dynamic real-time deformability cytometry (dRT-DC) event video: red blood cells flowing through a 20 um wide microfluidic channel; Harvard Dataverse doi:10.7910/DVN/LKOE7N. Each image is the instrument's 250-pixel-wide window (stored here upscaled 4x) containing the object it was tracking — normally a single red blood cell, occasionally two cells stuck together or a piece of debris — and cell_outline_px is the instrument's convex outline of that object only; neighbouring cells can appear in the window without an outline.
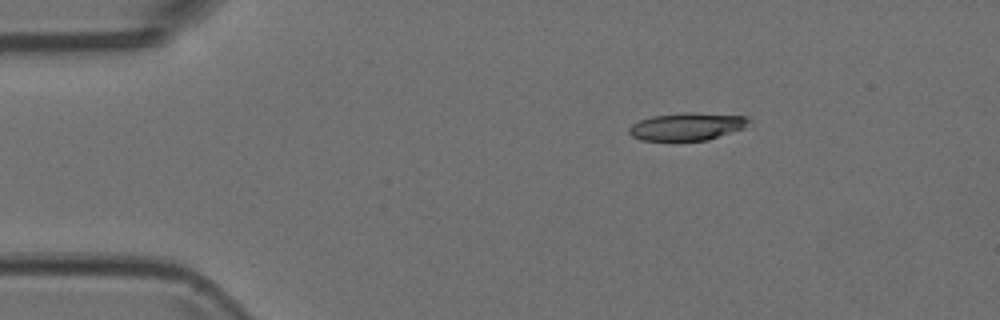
{"species": "Egyptian fruit bat (a non-hibernating species)", "species_latin": "Rousettus aegyptiacus", "temperature_condition": "room temperature", "stored_images_in_passage": 5, "camera_frame_rate_fps": 3000, "um_per_image_px": 0.085, "animal": {"sex": "female"}, "frame": {"image": 1, "passage_image": 2, "time_ms": 0.333, "image_size_px": [1000, 320], "cell_outline_px": [[752, 120], [744, 128], [708, 140], [640, 140], [632, 136], [628, 132], [628, 128], [632, 124], [640, 120], [652, 116], [684, 112], [692, 112], [748, 116]], "centroid_in_image_um": [58.42, 10.74], "position_along_channel_um": 26.6, "area_um2": 19.36}}
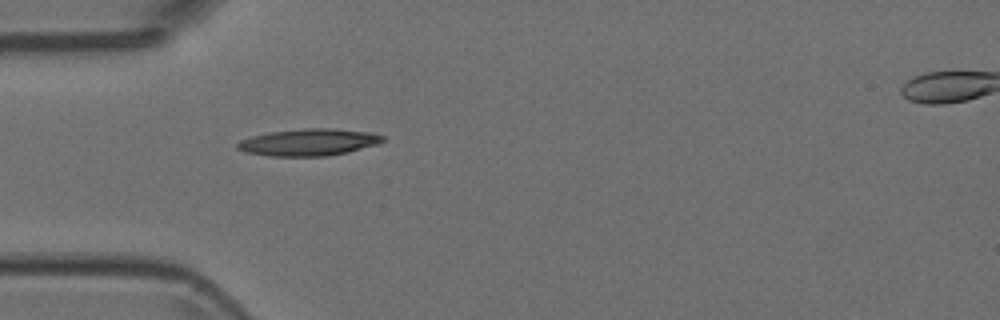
{"frame": {"image": 2, "passage_image": 4, "time_ms": 1.0, "image_size_px": [1000, 320], "cell_outline_px": [[388, 140], [380, 144], [348, 152], [324, 156], [268, 156], [244, 152], [236, 148], [236, 144], [240, 140], [252, 136], [272, 132], [304, 128], [328, 128], [372, 132], [384, 136]], "centroid_in_image_um": [26.29, 12.09], "position_along_channel_um": 58.7, "area_um2": 23.0}}